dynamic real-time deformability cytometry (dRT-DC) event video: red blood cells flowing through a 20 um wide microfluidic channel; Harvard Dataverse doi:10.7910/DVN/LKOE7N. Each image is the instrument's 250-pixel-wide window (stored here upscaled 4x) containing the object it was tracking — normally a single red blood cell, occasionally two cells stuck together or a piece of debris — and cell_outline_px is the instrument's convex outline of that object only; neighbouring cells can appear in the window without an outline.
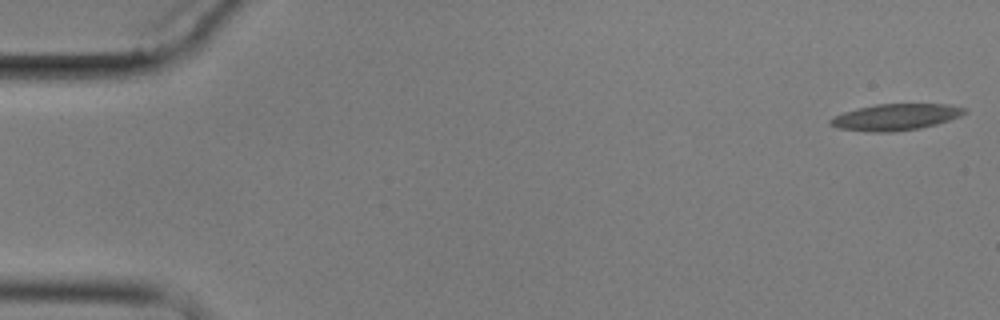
{"species": "common noctule bat (a hibernating species)", "species_latin": "Nyctalus noctula", "temperature_condition": "cold", "stored_images_in_passage": 5, "camera_frame_rate_fps": 3000, "um_per_image_px": 0.085, "animal": {"sex": "male", "body_mass_g": 17.9}, "frame": {"image": 1, "passage_image": 1, "time_ms": 0.0, "image_size_px": [1000, 320], "cell_outline_px": [[968, 112], [960, 116], [936, 124], [920, 128], [892, 132], [872, 132], [836, 128], [828, 124], [828, 120], [844, 112], [856, 108], [876, 104], [948, 104], [968, 108]], "centroid_in_image_um": [76.13, 9.95], "position_along_channel_um": 8.9, "area_um2": 20.75}}
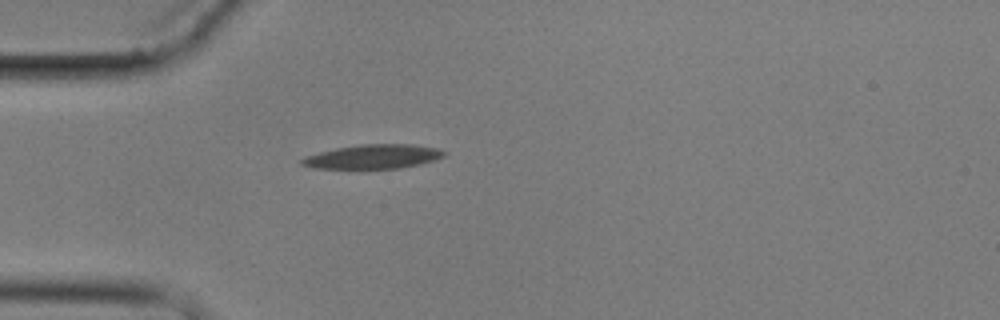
{"frame": {"image": 2, "passage_image": 5, "time_ms": 5.0, "image_size_px": [1000, 320], "cell_outline_px": [[448, 152], [444, 156], [420, 164], [400, 168], [312, 168], [300, 164], [300, 160], [308, 156], [320, 152], [336, 148], [360, 144], [412, 144], [440, 148]], "centroid_in_image_um": [31.76, 13.3], "position_along_channel_um": 53.2, "area_um2": 19.94}}